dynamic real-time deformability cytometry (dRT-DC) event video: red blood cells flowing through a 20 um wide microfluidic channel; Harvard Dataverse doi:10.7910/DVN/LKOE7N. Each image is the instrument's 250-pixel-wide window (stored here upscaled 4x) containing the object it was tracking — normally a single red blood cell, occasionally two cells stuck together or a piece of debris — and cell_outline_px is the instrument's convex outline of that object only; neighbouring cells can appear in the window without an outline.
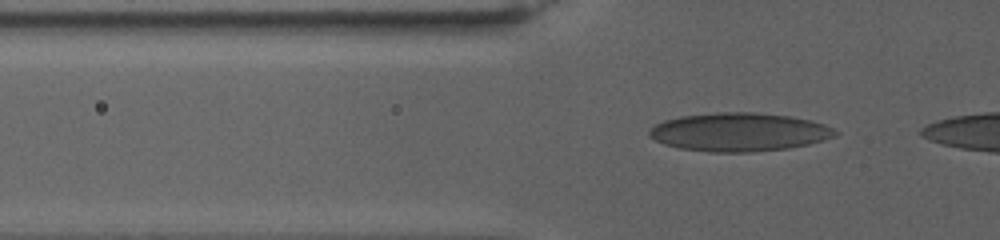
{"species": "human", "species_latin": "Homo sapiens", "temperature_condition": "warm", "stored_images_in_passage": 58, "camera_frame_rate_fps": 3000, "um_per_image_px": 0.085, "donor": {"sex": "female"}, "frame": {"image": 1, "passage_image": 15, "time_ms": 4.667, "image_size_px": [1000, 240], "cell_outline_px": [[840, 132], [836, 136], [824, 140], [808, 144], [788, 148], [752, 152], [708, 152], [680, 148], [664, 144], [648, 136], [648, 132], [656, 124], [664, 120], [680, 116], [716, 112], [756, 112], [788, 116], [812, 120], [824, 124]], "centroid_in_image_um": [62.84, 11.22], "position_along_channel_um": 63.0, "area_um2": 41.79}}
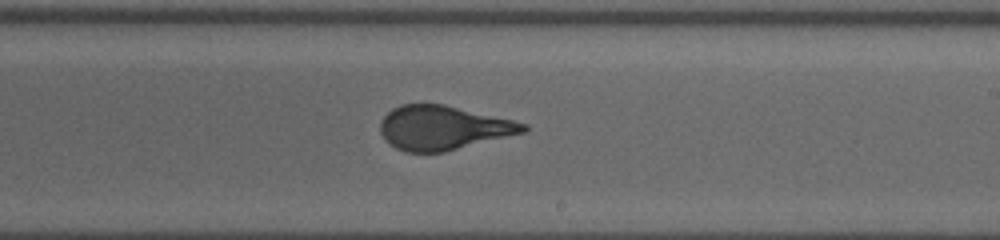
{"frame": {"image": 2, "passage_image": 37, "time_ms": 12.0, "image_size_px": [1000, 240], "cell_outline_px": [[528, 128], [524, 132], [444, 152], [404, 152], [388, 144], [384, 140], [380, 132], [380, 124], [384, 116], [392, 108], [400, 104], [444, 104], [512, 120], [528, 124]], "centroid_in_image_um": [37.61, 10.86], "position_along_channel_um": 251.4, "area_um2": 36.65}}
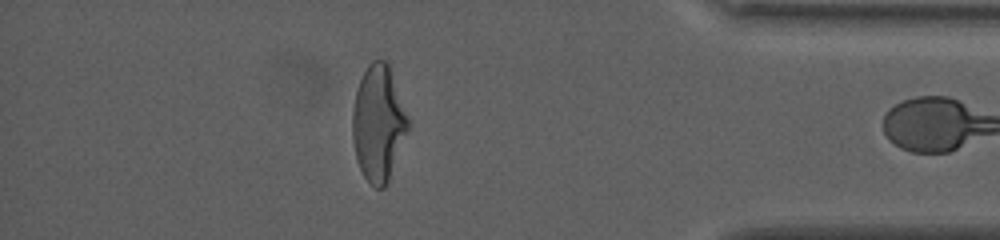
{"frame": {"image": 3, "passage_image": 57, "time_ms": 18.667, "image_size_px": [1000, 240], "cell_outline_px": [[408, 128], [388, 180], [384, 188], [376, 188], [364, 176], [356, 160], [352, 140], [352, 112], [356, 92], [360, 80], [368, 64], [372, 60], [388, 60], [408, 120]], "centroid_in_image_um": [32.13, 10.45], "position_along_channel_um": 403.1, "area_um2": 36.93}}